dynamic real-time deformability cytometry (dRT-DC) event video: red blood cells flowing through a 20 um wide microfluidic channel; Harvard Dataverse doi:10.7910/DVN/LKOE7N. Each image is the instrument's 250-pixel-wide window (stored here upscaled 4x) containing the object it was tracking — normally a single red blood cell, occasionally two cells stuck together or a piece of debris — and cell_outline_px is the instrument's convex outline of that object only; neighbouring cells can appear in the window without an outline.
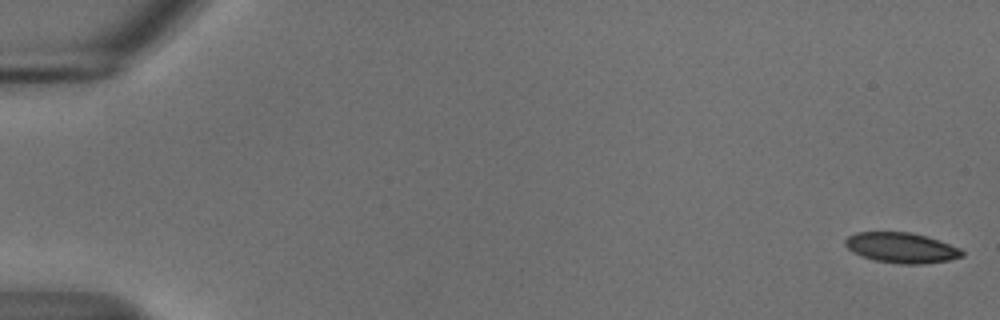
{"species": "common noctule bat (a hibernating species)", "species_latin": "Nyctalus noctula", "temperature_condition": "cold", "stored_images_in_passage": 55, "camera_frame_rate_fps": 3000, "um_per_image_px": 0.085, "animal": {"sex": "male", "body_mass_g": 18.8}, "frame": {"image": 1, "passage_image": 1, "time_ms": 0.0, "image_size_px": [1000, 320], "cell_outline_px": [[964, 256], [948, 260], [920, 264], [900, 264], [876, 260], [860, 256], [852, 252], [844, 244], [844, 240], [848, 236], [856, 232], [908, 232], [924, 236], [960, 248], [964, 252]], "centroid_in_image_um": [76.58, 21.06], "position_along_channel_um": 8.4, "area_um2": 20.46}}
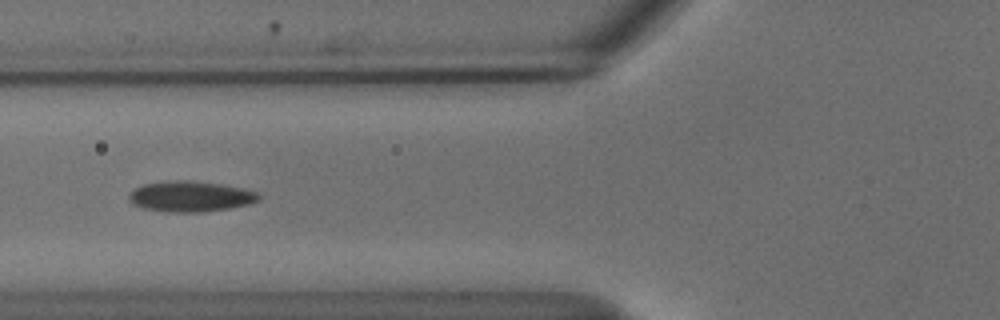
{"frame": {"image": 2, "passage_image": 22, "time_ms": 7.0, "image_size_px": [1000, 320], "cell_outline_px": [[260, 200], [248, 204], [228, 208], [204, 212], [168, 212], [140, 208], [132, 204], [128, 200], [128, 196], [136, 188], [144, 184], [168, 180], [188, 180], [220, 184], [244, 188], [256, 192], [260, 196]], "centroid_in_image_um": [16.16, 16.7], "position_along_channel_um": 109.6, "area_um2": 23.24}}
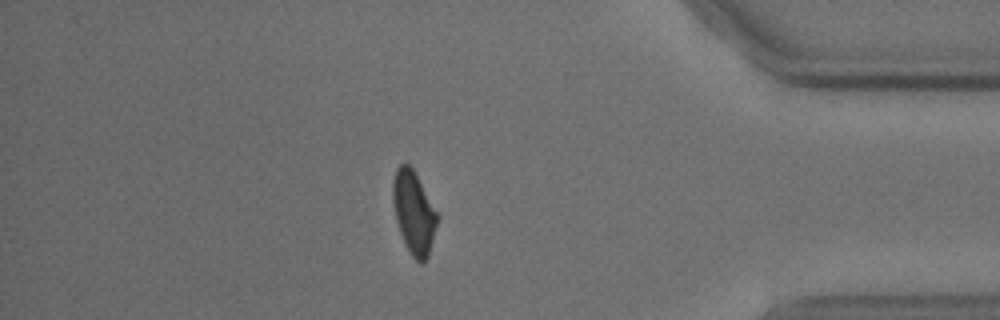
{"frame": {"image": 3, "passage_image": 48, "time_ms": 15.667, "image_size_px": [1000, 320], "cell_outline_px": [[440, 216], [428, 256], [420, 264], [412, 256], [400, 232], [396, 220], [392, 200], [392, 184], [396, 168], [400, 164], [408, 164], [412, 168], [440, 212]], "centroid_in_image_um": [35.21, 18.03], "position_along_channel_um": 400.0, "area_um2": 21.68}, "authors_computed_cell_mechanics": {"area_um2": 22.0218, "velocity_mm_per_s": 3.6873, "shape_relaxation_time_tau1_ms": 6.118, "shape_relaxation_time_tau2_ms": 1.9944, "deformation_change_tau1": 0.1249, "deformation_change_tau2": 0.0616}}